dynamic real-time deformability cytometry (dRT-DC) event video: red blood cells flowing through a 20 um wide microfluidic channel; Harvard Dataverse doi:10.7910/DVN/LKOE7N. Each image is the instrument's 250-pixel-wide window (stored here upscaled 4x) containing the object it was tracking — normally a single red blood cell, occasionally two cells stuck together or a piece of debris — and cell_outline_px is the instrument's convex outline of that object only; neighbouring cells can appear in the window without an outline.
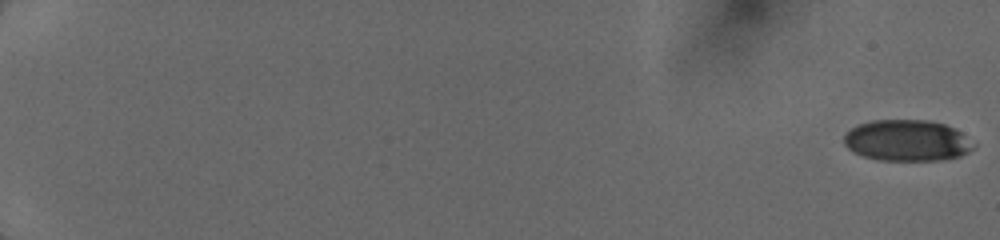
{"species": "human", "species_latin": "Homo sapiens", "temperature_condition": "cold", "stored_images_in_passage": 17, "camera_frame_rate_fps": 3000, "um_per_image_px": 0.085, "donor": {"sex": "female"}, "frame": {"image": 1, "passage_image": 1, "time_ms": 0.0, "image_size_px": [1000, 240], "cell_outline_px": [[976, 144], [968, 152], [960, 156], [940, 160], [880, 160], [864, 156], [848, 148], [844, 144], [844, 136], [852, 128], [860, 124], [872, 120], [928, 120], [944, 124], [960, 132]], "centroid_in_image_um": [77.11, 11.94], "position_along_channel_um": 7.9, "area_um2": 30.81}}
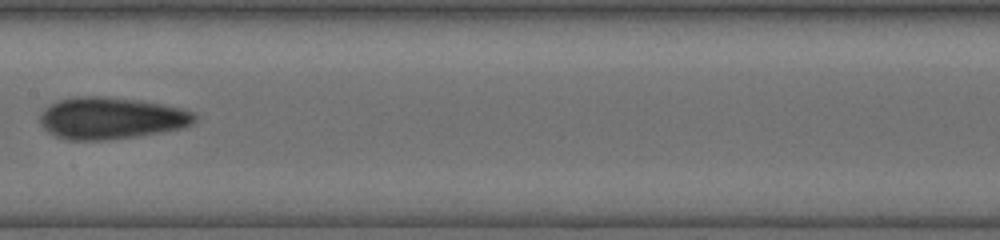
{"frame": {"image": 2, "passage_image": 13, "time_ms": 10.0, "image_size_px": [1000, 240], "cell_outline_px": [[196, 120], [192, 124], [184, 128], [136, 136], [104, 140], [68, 140], [56, 136], [48, 132], [40, 124], [40, 116], [44, 108], [48, 104], [60, 100], [76, 96], [104, 96], [140, 100], [160, 104], [196, 112]], "centroid_in_image_um": [9.43, 10.04], "position_along_channel_um": 198.0, "area_um2": 37.8}}
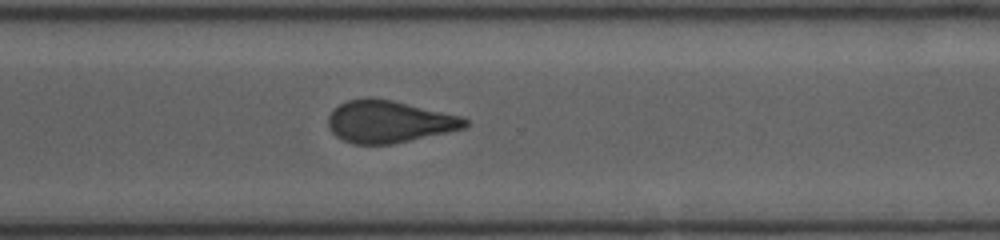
{"frame": {"image": 3, "passage_image": 17, "time_ms": 13.333, "image_size_px": [1000, 240], "cell_outline_px": [[468, 124], [464, 128], [392, 144], [352, 144], [336, 136], [332, 132], [328, 124], [328, 116], [340, 104], [348, 100], [368, 96], [392, 100], [460, 116], [468, 120]], "centroid_in_image_um": [33.03, 10.33], "position_along_channel_um": 337.6, "area_um2": 33.29}}